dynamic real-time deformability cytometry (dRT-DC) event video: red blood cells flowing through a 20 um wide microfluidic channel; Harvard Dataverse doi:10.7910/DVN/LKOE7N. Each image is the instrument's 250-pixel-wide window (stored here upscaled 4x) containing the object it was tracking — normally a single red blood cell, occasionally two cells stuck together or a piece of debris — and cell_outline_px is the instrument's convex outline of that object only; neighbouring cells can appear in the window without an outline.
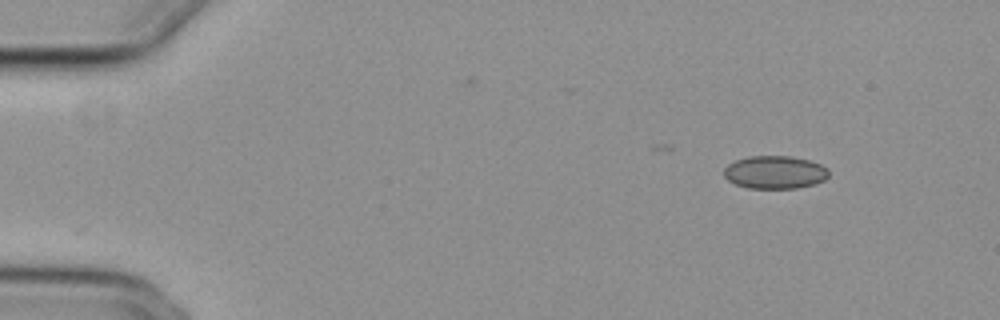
{"species": "common noctule bat (a hibernating species)", "species_latin": "Nyctalus noctula", "temperature_condition": "cold", "stored_images_in_passage": 40, "camera_frame_rate_fps": 3000, "um_per_image_px": 0.085, "animal": {"sex": "female", "body_mass_g": 29.2, "forearm_length_mm": 56.3}, "frame": {"image": 1, "passage_image": 1, "time_ms": 0.0, "image_size_px": [1000, 320], "cell_outline_px": [[828, 176], [824, 180], [816, 184], [796, 188], [748, 188], [736, 184], [728, 180], [724, 176], [724, 168], [728, 164], [736, 160], [748, 156], [792, 156], [808, 160], [820, 164], [828, 168]], "centroid_in_image_um": [65.87, 14.64], "position_along_channel_um": 19.1, "area_um2": 20.17}}
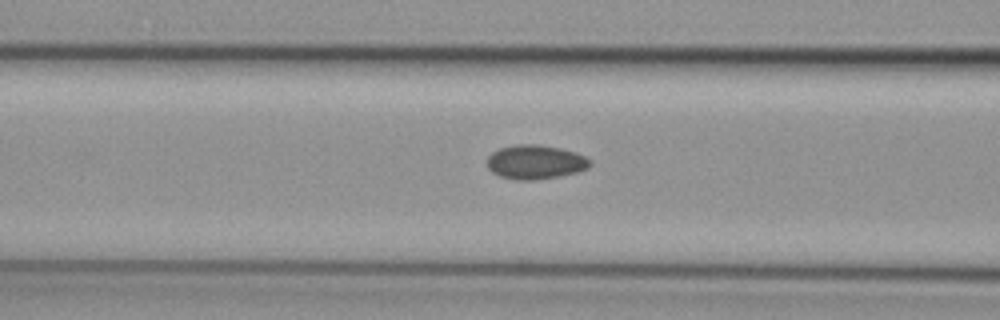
{"frame": {"image": 2, "passage_image": 17, "time_ms": 5.333, "image_size_px": [1000, 320], "cell_outline_px": [[592, 164], [588, 168], [576, 172], [560, 176], [532, 180], [516, 180], [500, 176], [492, 172], [488, 168], [488, 156], [492, 152], [500, 148], [516, 144], [536, 144], [560, 148], [584, 156], [592, 160]], "centroid_in_image_um": [45.5, 13.77], "position_along_channel_um": 121.1, "area_um2": 20.4}}
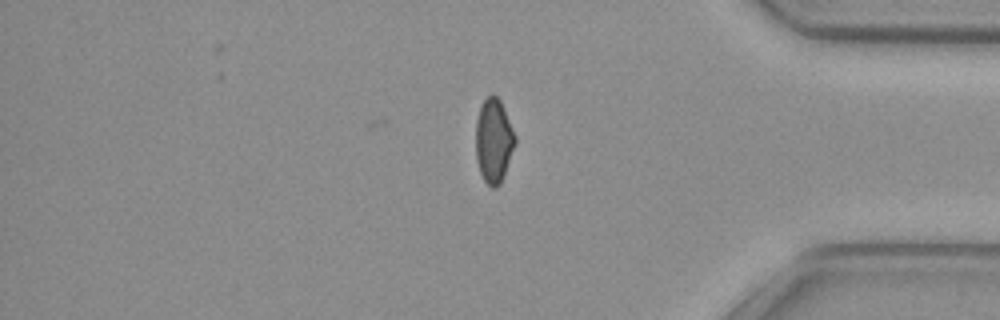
{"frame": {"image": 3, "passage_image": 40, "time_ms": 13.0, "image_size_px": [1000, 320], "cell_outline_px": [[516, 144], [504, 176], [500, 184], [496, 188], [492, 188], [484, 180], [480, 172], [476, 160], [476, 120], [480, 104], [492, 92], [500, 100], [504, 108], [516, 136]], "centroid_in_image_um": [41.97, 11.95], "position_along_channel_um": 393.2, "area_um2": 19.54}, "authors_computed_cell_mechanics": {"area_um2": 19.9699, "velocity_mm_per_s": 3.8558, "shape_relaxation_time_tau1_ms": null, "shape_relaxation_time_tau2_ms": 3.7384, "deformation_change_tau1": null, "deformation_change_tau2": 0.0616}}